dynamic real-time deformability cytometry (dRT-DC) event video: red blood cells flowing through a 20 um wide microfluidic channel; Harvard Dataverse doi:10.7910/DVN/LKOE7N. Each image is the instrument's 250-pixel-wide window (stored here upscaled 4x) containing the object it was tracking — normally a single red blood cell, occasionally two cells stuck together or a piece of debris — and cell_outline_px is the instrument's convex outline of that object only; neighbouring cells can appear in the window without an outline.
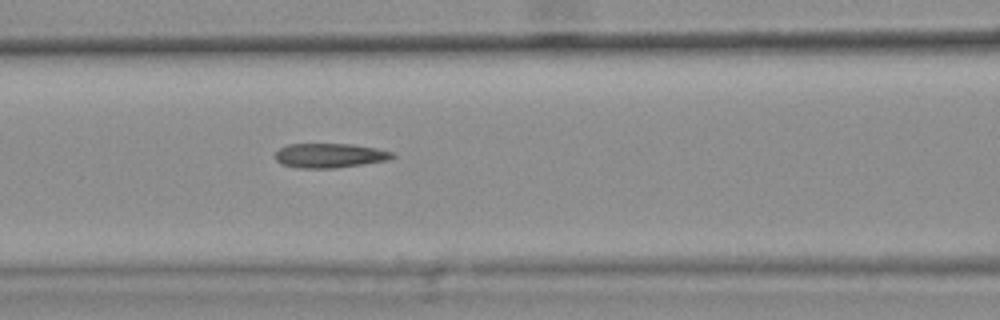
{"species": "common noctule bat (a hibernating species)", "species_latin": "Nyctalus noctula", "temperature_condition": "warm", "stored_images_in_passage": 45, "camera_frame_rate_fps": 3000, "um_per_image_px": 0.085, "animal": {"sex": "female", "body_mass_g": 25.1}, "frame": {"image": 1, "passage_image": 20, "time_ms": 6.333, "image_size_px": [1000, 320], "cell_outline_px": [[396, 156], [388, 160], [364, 164], [336, 168], [300, 168], [280, 164], [276, 160], [276, 152], [280, 148], [288, 144], [352, 144], [376, 148], [396, 152]], "centroid_in_image_um": [28.07, 13.22], "position_along_channel_um": 138.5, "area_um2": 16.82}, "authors_computed_cell_mechanics": {"area_um2": 17.1088, "velocity_mm_per_s": 3.8156, "shape_relaxation_time_tau1_ms": null, "shape_relaxation_time_tau2_ms": 4.1968, "deformation_change_tau1": null, "deformation_change_tau2": 0.1362}}